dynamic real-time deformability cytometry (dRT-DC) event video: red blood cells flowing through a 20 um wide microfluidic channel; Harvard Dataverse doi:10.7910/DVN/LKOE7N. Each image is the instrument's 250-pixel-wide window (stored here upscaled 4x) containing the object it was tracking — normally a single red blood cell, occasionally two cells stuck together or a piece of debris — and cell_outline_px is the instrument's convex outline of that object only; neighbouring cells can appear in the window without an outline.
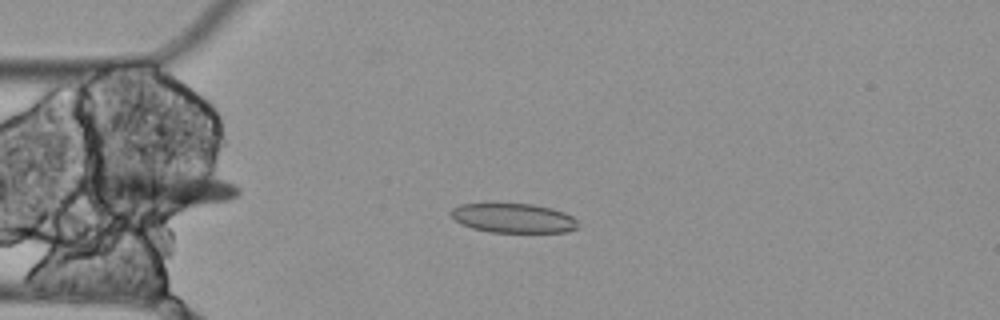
{"species": "Egyptian fruit bat (a non-hibernating species)", "species_latin": "Rousettus aegyptiacus", "temperature_condition": "cold", "stored_images_in_passage": 3, "camera_frame_rate_fps": 3000, "um_per_image_px": 0.085, "animal": {"sex": "female"}, "frame": {"image": 1, "passage_image": 3, "time_ms": 0.667, "image_size_px": [1000, 320], "cell_outline_px": [[580, 228], [568, 232], [488, 232], [472, 228], [460, 224], [452, 216], [452, 208], [460, 204], [532, 204], [552, 208], [564, 212], [572, 216], [576, 220]], "centroid_in_image_um": [43.68, 18.55], "position_along_channel_um": 41.3, "area_um2": 21.79}}